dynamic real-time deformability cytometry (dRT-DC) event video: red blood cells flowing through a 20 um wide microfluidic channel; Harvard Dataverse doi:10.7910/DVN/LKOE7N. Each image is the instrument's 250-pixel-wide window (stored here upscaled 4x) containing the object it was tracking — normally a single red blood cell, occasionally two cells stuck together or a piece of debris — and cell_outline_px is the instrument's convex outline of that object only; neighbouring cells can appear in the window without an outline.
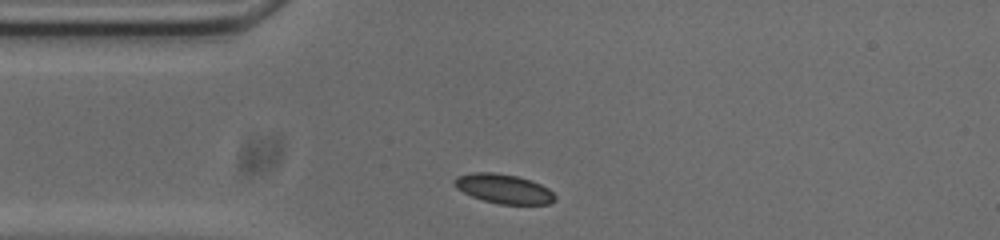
{"species": "common noctule bat (a hibernating species)", "species_latin": "Nyctalus noctula", "temperature_condition": "cold", "stored_images_in_passage": 32, "camera_frame_rate_fps": 3000, "um_per_image_px": 0.085, "animal": {"sex": "male", "body_mass_g": 20.0, "forearm_length_mm": 53.3}, "frame": {"image": 1, "passage_image": 1, "time_ms": 0.0, "image_size_px": [1000, 240], "cell_outline_px": [[556, 200], [548, 204], [496, 204], [472, 196], [456, 188], [452, 184], [452, 180], [456, 176], [472, 172], [492, 172], [516, 176], [540, 184], [548, 188], [556, 196]], "centroid_in_image_um": [42.77, 16.04], "position_along_channel_um": 42.2, "area_um2": 17.22}}
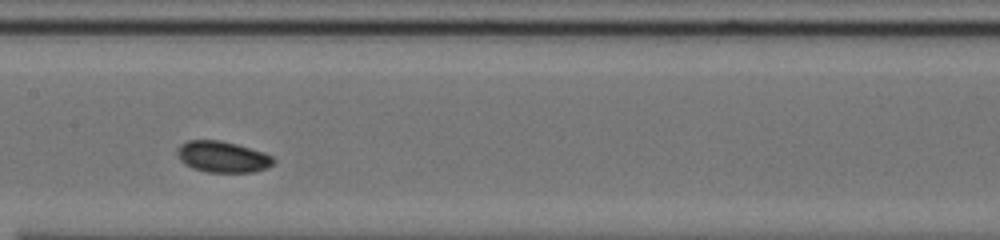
{"frame": {"image": 2, "passage_image": 14, "time_ms": 4.333, "image_size_px": [1000, 240], "cell_outline_px": [[276, 160], [268, 168], [252, 172], [208, 172], [192, 168], [180, 160], [176, 152], [180, 144], [188, 140], [220, 140], [236, 144], [264, 152], [272, 156]], "centroid_in_image_um": [18.92, 13.33], "position_along_channel_um": 188.5, "area_um2": 17.51}}
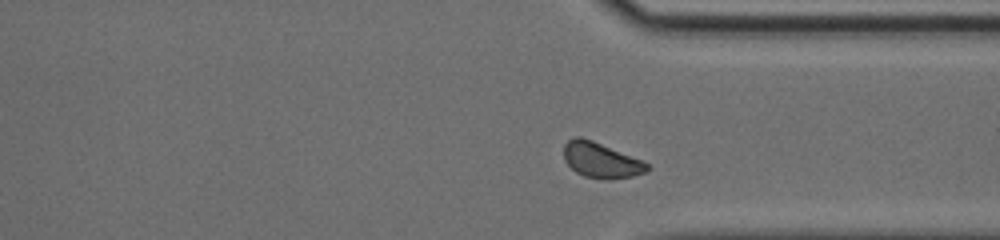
{"frame": {"image": 3, "passage_image": 28, "time_ms": 9.0, "image_size_px": [1000, 240], "cell_outline_px": [[652, 168], [648, 172], [632, 176], [604, 180], [584, 176], [576, 172], [564, 160], [564, 144], [568, 140], [576, 136], [580, 136], [592, 140], [644, 160]], "centroid_in_image_um": [51.12, 13.62], "position_along_channel_um": 360.3, "area_um2": 17.4}}